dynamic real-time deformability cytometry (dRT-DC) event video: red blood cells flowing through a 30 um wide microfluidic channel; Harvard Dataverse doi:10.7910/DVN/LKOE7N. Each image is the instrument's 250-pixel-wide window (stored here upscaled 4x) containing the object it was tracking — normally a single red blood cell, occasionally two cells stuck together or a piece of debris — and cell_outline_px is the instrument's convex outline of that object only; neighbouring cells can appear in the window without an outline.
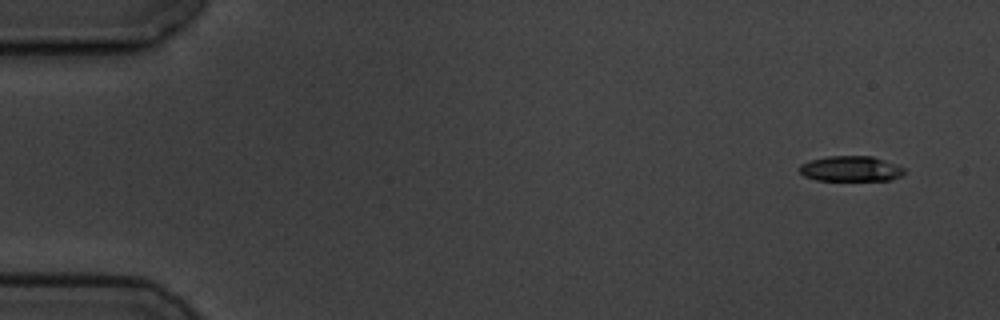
{"species": "common noctule bat (a hibernating species)", "species_latin": "Nyctalus noctula", "temperature_condition": "cold", "stored_images_in_passage": 3, "camera_frame_rate_fps": 3000, "um_per_image_px": 0.085, "animal": {"sex": "male", "body_mass_g": 19.5, "forearm_length_mm": 54.6}, "frame": {"image": 1, "passage_image": 1, "time_ms": 0.0, "image_size_px": [1000, 320], "cell_outline_px": [[908, 172], [892, 180], [816, 180], [804, 176], [800, 172], [800, 164], [812, 160], [828, 156], [872, 156], [884, 160], [904, 168]], "centroid_in_image_um": [72.34, 14.35], "position_along_channel_um": 12.7, "area_um2": 15.43}}
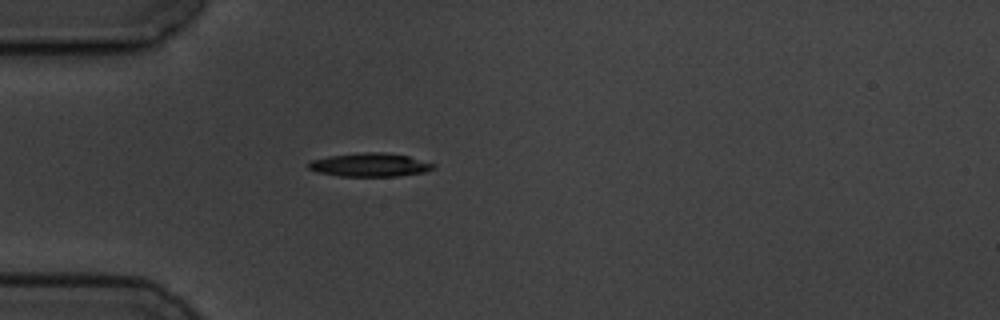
{"frame": {"image": 2, "passage_image": 3, "time_ms": 4.333, "image_size_px": [1000, 320], "cell_outline_px": [[436, 168], [424, 172], [396, 176], [340, 176], [316, 172], [308, 168], [308, 164], [312, 160], [328, 156], [364, 152], [384, 152], [408, 156], [436, 164]], "centroid_in_image_um": [31.45, 14.01], "position_along_channel_um": 53.5, "area_um2": 17.11}}